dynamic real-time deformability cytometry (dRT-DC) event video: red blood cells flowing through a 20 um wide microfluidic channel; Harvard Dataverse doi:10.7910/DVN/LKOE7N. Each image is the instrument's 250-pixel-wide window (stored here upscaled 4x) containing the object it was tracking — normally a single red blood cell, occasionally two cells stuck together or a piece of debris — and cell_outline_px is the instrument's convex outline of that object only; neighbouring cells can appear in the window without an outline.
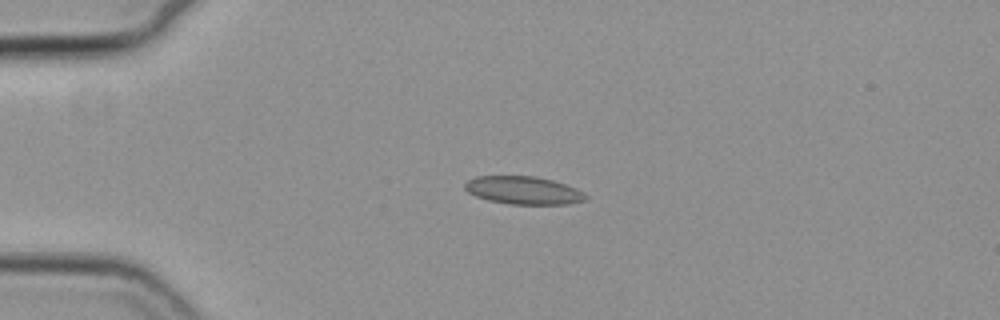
{"species": "common noctule bat (a hibernating species)", "species_latin": "Nyctalus noctula", "temperature_condition": "cold", "stored_images_in_passage": 8, "camera_frame_rate_fps": 3000, "um_per_image_px": 0.085, "animal": {"sex": "female", "body_mass_g": 19.3, "forearm_length_mm": 54.1}, "frame": {"image": 1, "passage_image": 1, "time_ms": 0.0, "image_size_px": [1000, 320], "cell_outline_px": [[588, 200], [568, 204], [508, 204], [488, 200], [476, 196], [468, 192], [464, 188], [464, 184], [468, 180], [476, 176], [536, 176], [552, 180], [576, 188], [584, 192], [588, 196]], "centroid_in_image_um": [44.51, 16.18], "position_along_channel_um": 40.5, "area_um2": 19.77}}
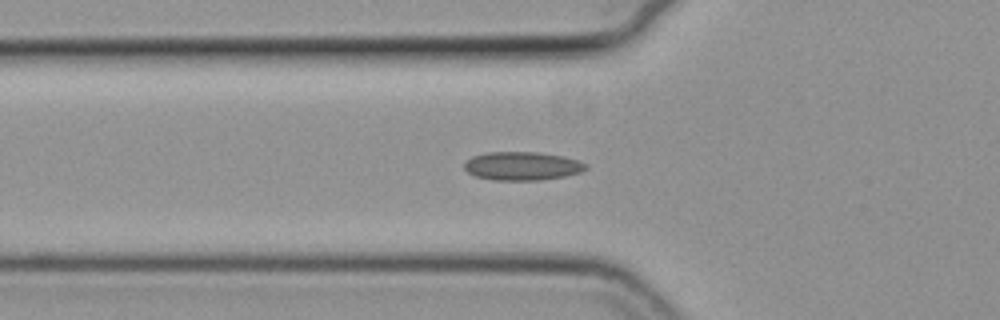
{"frame": {"image": 2, "passage_image": 7, "time_ms": 2.0, "image_size_px": [1000, 320], "cell_outline_px": [[588, 168], [580, 172], [564, 176], [540, 180], [496, 180], [476, 176], [468, 172], [464, 168], [464, 164], [472, 156], [488, 152], [536, 152], [564, 156], [588, 164]], "centroid_in_image_um": [44.4, 14.1], "position_along_channel_um": 81.4, "area_um2": 20.06}}